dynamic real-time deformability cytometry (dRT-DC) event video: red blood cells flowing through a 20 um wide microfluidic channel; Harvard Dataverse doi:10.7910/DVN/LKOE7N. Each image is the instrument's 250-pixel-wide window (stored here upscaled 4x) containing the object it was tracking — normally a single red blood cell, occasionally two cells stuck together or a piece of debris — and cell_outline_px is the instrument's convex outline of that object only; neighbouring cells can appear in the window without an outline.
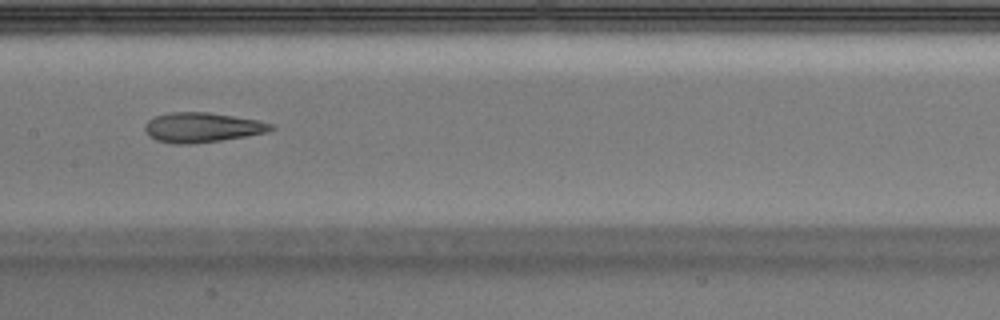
{"species": "Egyptian fruit bat (a non-hibernating species)", "species_latin": "Rousettus aegyptiacus", "temperature_condition": "warm", "stored_images_in_passage": 44, "camera_frame_rate_fps": 3000, "um_per_image_px": 0.085, "animal": {"sex": "male"}, "frame": {"image": 1, "passage_image": 19, "time_ms": 6.0, "image_size_px": [1000, 320], "cell_outline_px": [[276, 128], [268, 132], [220, 140], [188, 144], [172, 144], [156, 140], [148, 136], [144, 128], [144, 124], [148, 120], [156, 116], [172, 112], [208, 112], [256, 120], [276, 124]], "centroid_in_image_um": [17.17, 10.83], "position_along_channel_um": 190.2, "area_um2": 21.85}, "authors_computed_cell_mechanics": {"area_um2": 23.9003, "velocity_mm_per_s": 4.0033, "shape_relaxation_time_tau1_ms": null, "shape_relaxation_time_tau2_ms": 2.2607, "deformation_change_tau1": null, "deformation_change_tau2": 0.1149}}